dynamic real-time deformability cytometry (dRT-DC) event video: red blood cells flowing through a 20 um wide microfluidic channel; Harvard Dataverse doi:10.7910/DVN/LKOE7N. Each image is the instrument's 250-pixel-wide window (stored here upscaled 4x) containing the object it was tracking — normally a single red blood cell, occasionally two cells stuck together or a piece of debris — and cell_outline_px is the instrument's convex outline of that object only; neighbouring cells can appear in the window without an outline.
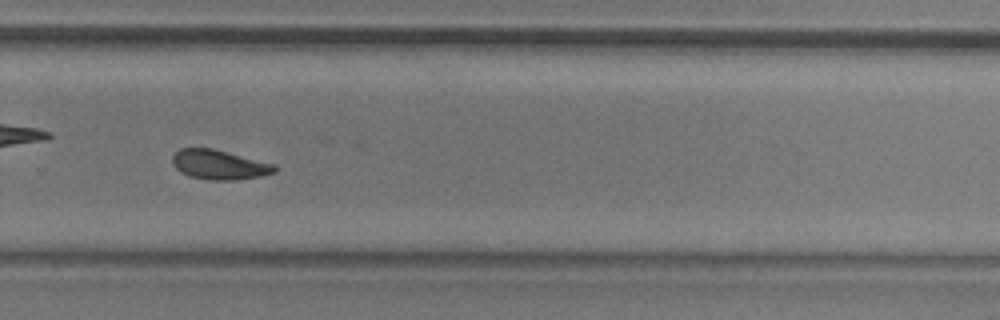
{"species": "common noctule bat (a hibernating species)", "species_latin": "Nyctalus noctula", "temperature_condition": "room temperature", "stored_images_in_passage": 43, "camera_frame_rate_fps": 3000, "um_per_image_px": 0.085, "animal": {"sex": "male", "body_mass_g": 20.5, "forearm_length_mm": 52.5}, "frame": {"image": 1, "passage_image": 25, "time_ms": 8.0, "image_size_px": [1000, 320], "cell_outline_px": [[276, 172], [260, 176], [236, 180], [212, 180], [192, 176], [180, 172], [172, 164], [172, 156], [180, 148], [212, 148], [276, 164]], "centroid_in_image_um": [18.64, 13.99], "position_along_channel_um": 311.2, "area_um2": 17.57}, "authors_computed_cell_mechanics": {"area_um2": 17.629, "velocity_mm_per_s": 3.5994, "shape_relaxation_time_tau1_ms": 4.2531, "shape_relaxation_time_tau2_ms": 7.7147, "deformation_change_tau1": 0.0964, "deformation_change_tau2": 0.1415}}